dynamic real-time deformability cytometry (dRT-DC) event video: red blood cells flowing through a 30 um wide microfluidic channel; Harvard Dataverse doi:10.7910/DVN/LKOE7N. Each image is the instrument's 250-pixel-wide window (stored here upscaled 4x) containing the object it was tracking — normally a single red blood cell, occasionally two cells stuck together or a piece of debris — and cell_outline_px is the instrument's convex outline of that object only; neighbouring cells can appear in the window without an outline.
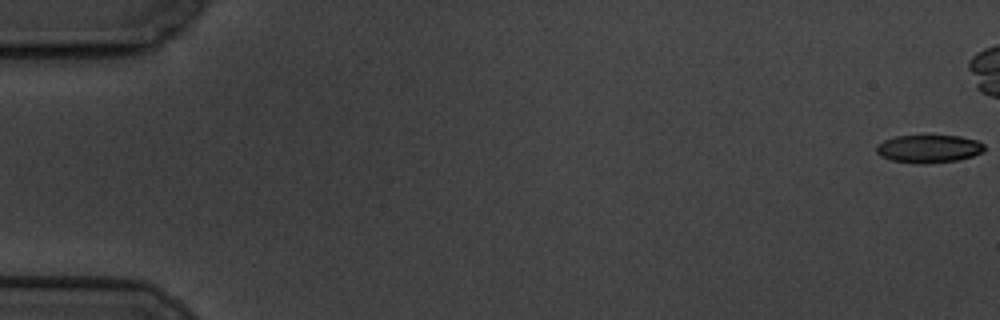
{"species": "common noctule bat (a hibernating species)", "species_latin": "Nyctalus noctula", "temperature_condition": "cold", "stored_images_in_passage": 17, "segment_of_instrument_passage": [1, 2], "camera_frame_rate_fps": 3000, "um_per_image_px": 0.085, "animal": {"sex": "male", "body_mass_g": 19.5, "forearm_length_mm": 54.6}, "frame": {"image": 1, "passage_image": 1, "time_ms": 0.0, "image_size_px": [1000, 320], "cell_outline_px": [[984, 152], [972, 156], [956, 160], [924, 164], [920, 164], [892, 160], [880, 156], [876, 152], [876, 148], [884, 140], [896, 136], [960, 136], [980, 140], [984, 144]], "centroid_in_image_um": [78.98, 12.64], "position_along_channel_um": 6.0, "area_um2": 17.51}}